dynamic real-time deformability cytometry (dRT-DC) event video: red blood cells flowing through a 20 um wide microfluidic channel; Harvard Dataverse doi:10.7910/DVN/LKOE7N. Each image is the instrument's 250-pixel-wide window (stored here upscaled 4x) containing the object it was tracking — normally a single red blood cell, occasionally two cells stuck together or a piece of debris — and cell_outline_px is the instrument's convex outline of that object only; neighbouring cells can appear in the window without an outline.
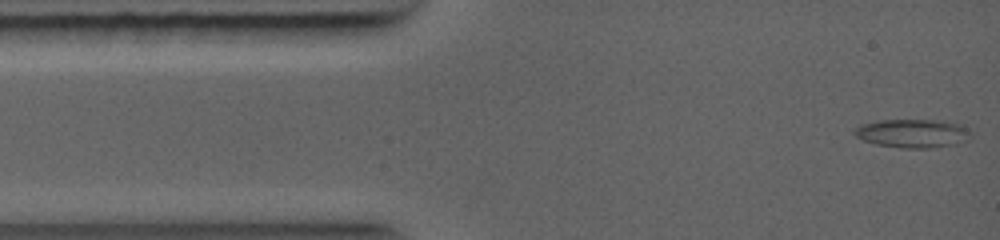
{"species": "common noctule bat (a hibernating species)", "species_latin": "Nyctalus noctula", "temperature_condition": "warm", "stored_images_in_passage": 36, "camera_frame_rate_fps": 5000, "um_per_image_px": 0.085, "animal": {"sex": "female", "body_mass_g": 19.0, "forearm_length_mm": 56.7}, "frame": {"image": 1, "passage_image": 1, "time_ms": 0.0, "image_size_px": [1000, 240], "cell_outline_px": [[964, 128], [948, 144], [928, 148], [904, 148], [876, 144], [864, 140], [856, 136], [852, 132], [860, 124], [880, 120], [940, 120], [960, 124]], "centroid_in_image_um": [77.25, 11.3], "position_along_channel_um": 7.8, "area_um2": 17.86}}
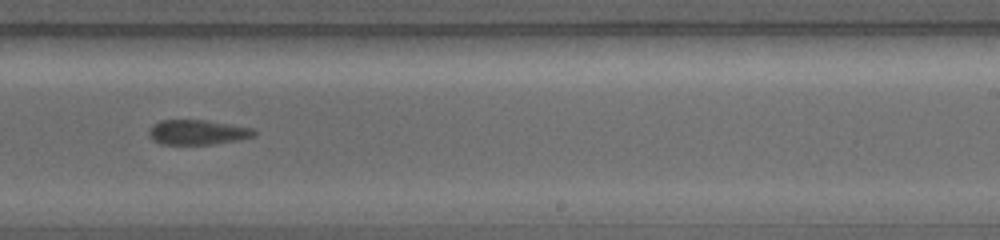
{"frame": {"image": 2, "passage_image": 23, "time_ms": 6.8, "image_size_px": [1000, 240], "cell_outline_px": [[256, 136], [240, 140], [212, 144], [160, 144], [152, 140], [148, 136], [148, 132], [152, 124], [160, 120], [208, 120], [252, 128], [256, 132]], "centroid_in_image_um": [16.77, 11.24], "position_along_channel_um": 272.2, "area_um2": 15.43}}
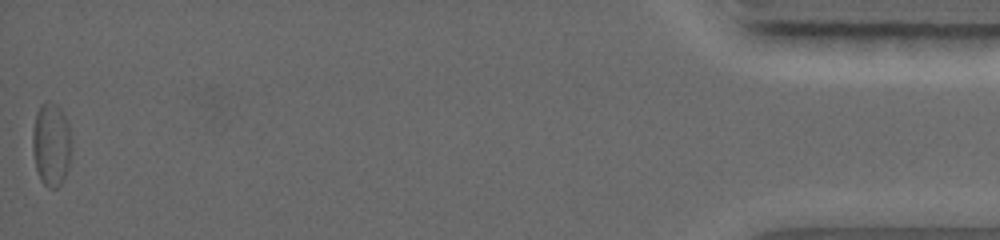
{"frame": {"image": 3, "passage_image": 36, "time_ms": 12.8, "image_size_px": [1000, 240], "cell_outline_px": [[72, 140], [68, 168], [64, 180], [56, 188], [48, 188], [40, 180], [36, 168], [32, 148], [32, 128], [36, 112], [40, 104], [44, 100], [48, 100], [56, 104], [60, 108], [68, 124]], "centroid_in_image_um": [4.34, 12.25], "position_along_channel_um": 430.9, "area_um2": 19.31}}